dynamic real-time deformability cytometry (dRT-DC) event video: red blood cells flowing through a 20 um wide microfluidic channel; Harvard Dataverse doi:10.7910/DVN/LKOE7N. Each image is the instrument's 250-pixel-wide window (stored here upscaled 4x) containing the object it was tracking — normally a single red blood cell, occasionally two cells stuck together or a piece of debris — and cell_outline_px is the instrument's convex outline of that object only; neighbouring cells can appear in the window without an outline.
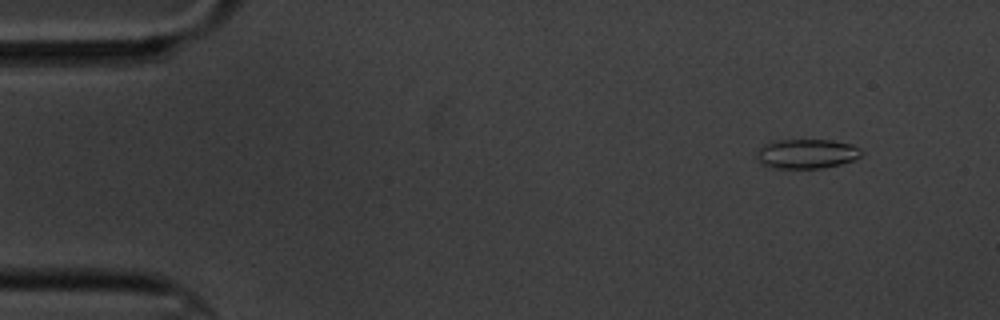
{"species": "common noctule bat (a hibernating species)", "species_latin": "Nyctalus noctula", "temperature_condition": "cold", "stored_images_in_passage": 15, "camera_frame_rate_fps": 3000, "um_per_image_px": 0.085, "animal": {"sex": "male", "body_mass_g": 20.1, "forearm_length_mm": 53.5}, "frame": {"image": 1, "passage_image": 2, "time_ms": 1.0, "image_size_px": [1000, 320], "cell_outline_px": [[860, 156], [852, 160], [840, 164], [824, 168], [768, 168], [760, 164], [756, 160], [756, 152], [768, 140], [832, 140], [852, 144], [860, 148]], "centroid_in_image_um": [68.48, 13.07], "position_along_channel_um": 16.5, "area_um2": 18.26}}
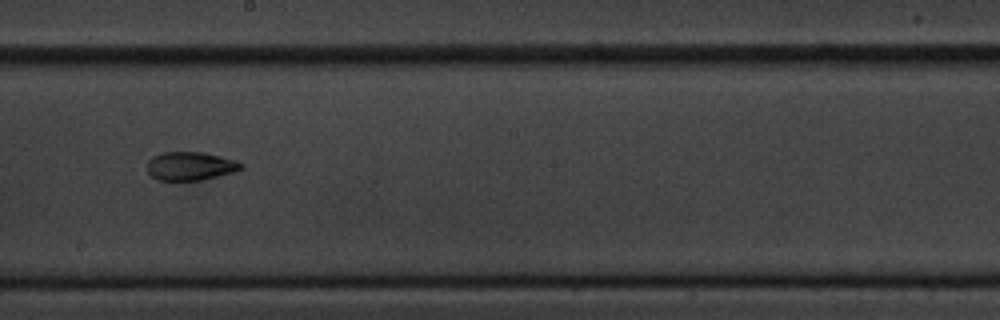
{"frame": {"image": 2, "passage_image": 9, "time_ms": 10.0, "image_size_px": [1000, 320], "cell_outline_px": [[244, 168], [232, 172], [200, 180], [156, 180], [148, 172], [148, 160], [152, 156], [164, 152], [204, 152], [236, 160], [244, 164]], "centroid_in_image_um": [16.18, 14.1], "position_along_channel_um": 232.0, "area_um2": 15.55}}
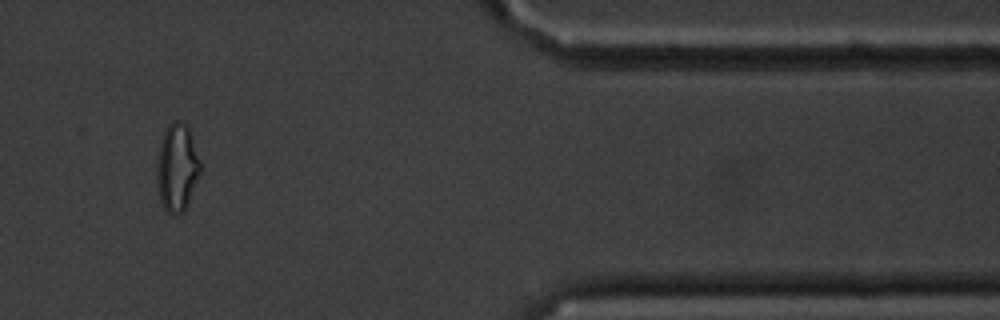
{"frame": {"image": 3, "passage_image": 13, "time_ms": 15.667, "image_size_px": [1000, 320], "cell_outline_px": [[200, 172], [188, 204], [184, 212], [176, 216], [172, 216], [164, 208], [160, 200], [156, 176], [156, 172], [160, 144], [164, 132], [168, 124], [172, 120], [180, 120], [188, 124], [200, 160]], "centroid_in_image_um": [15.06, 14.24], "position_along_channel_um": 396.3, "area_um2": 22.43}, "authors_computed_cell_mechanics": {"area_um2": 17.5134, "velocity_mm_per_s": 3.4527, "shape_relaxation_time_tau1_ms": 5.8576, "shape_relaxation_time_tau2_ms": 1.7138, "deformation_change_tau1": 0.1513, "deformation_change_tau2": 0.0597}}